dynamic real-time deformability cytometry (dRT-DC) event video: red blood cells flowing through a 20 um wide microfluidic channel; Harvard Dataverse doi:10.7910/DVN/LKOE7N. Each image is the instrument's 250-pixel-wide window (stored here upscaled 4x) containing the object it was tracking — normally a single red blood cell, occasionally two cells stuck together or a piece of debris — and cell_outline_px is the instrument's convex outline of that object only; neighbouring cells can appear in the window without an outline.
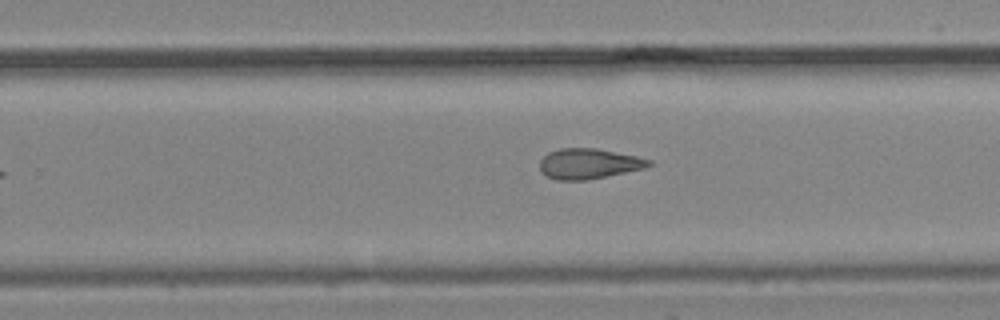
{"species": "common noctule bat (a hibernating species)", "species_latin": "Nyctalus noctula", "temperature_condition": "cold", "stored_images_in_passage": 8, "camera_frame_rate_fps": 3000, "um_per_image_px": 0.085, "animal": {"sex": "male", "body_mass_g": 19.2, "forearm_length_mm": 51.8}, "frame": {"image": 1, "passage_image": 7, "time_ms": 2.0, "image_size_px": [1000, 320], "cell_outline_px": [[652, 164], [644, 168], [588, 180], [556, 180], [548, 176], [540, 168], [540, 160], [548, 152], [560, 148], [596, 148], [636, 156], [652, 160]], "centroid_in_image_um": [50.04, 13.91], "position_along_channel_um": 279.8, "area_um2": 19.13}}
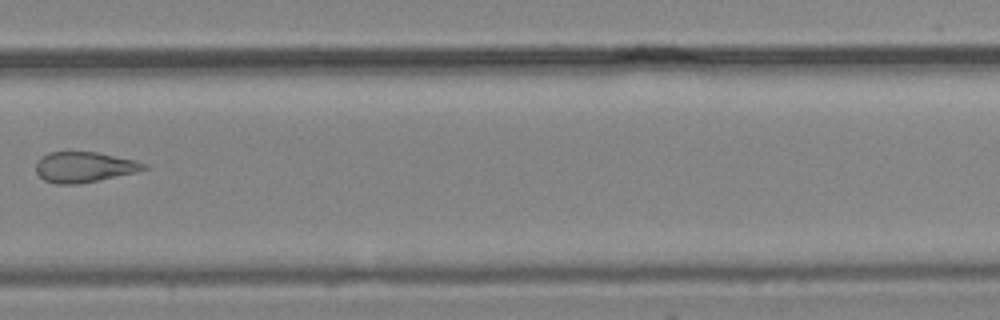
{"frame": {"image": 2, "passage_image": 8, "time_ms": 2.333, "image_size_px": [1000, 320], "cell_outline_px": [[148, 168], [136, 172], [100, 180], [76, 184], [56, 184], [44, 180], [36, 172], [36, 164], [40, 156], [48, 152], [96, 152], [136, 160], [148, 164]], "centroid_in_image_um": [7.16, 14.2], "position_along_channel_um": 322.6, "area_um2": 19.25}}